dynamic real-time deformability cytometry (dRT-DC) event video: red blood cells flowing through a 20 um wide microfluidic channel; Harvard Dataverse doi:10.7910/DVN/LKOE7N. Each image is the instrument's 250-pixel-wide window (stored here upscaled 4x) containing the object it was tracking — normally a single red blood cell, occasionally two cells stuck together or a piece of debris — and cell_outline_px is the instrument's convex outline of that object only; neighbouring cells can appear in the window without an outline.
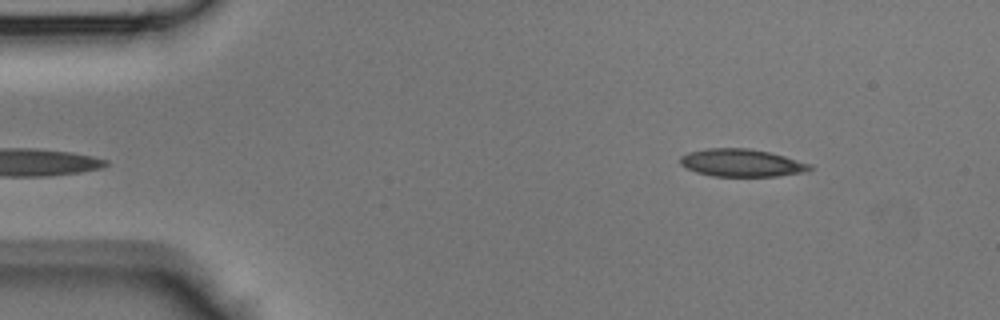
{"species": "Egyptian fruit bat (a non-hibernating species)", "species_latin": "Rousettus aegyptiacus", "temperature_condition": "room temperature", "stored_images_in_passage": 40, "camera_frame_rate_fps": 3000, "um_per_image_px": 0.085, "animal": {"sex": "male"}, "frame": {"image": 1, "passage_image": 1, "time_ms": 0.0, "image_size_px": [1000, 320], "cell_outline_px": [[812, 168], [804, 172], [776, 176], [712, 176], [696, 172], [680, 164], [680, 156], [688, 152], [704, 148], [748, 148], [772, 152], [812, 164]], "centroid_in_image_um": [63.03, 13.83], "position_along_channel_um": 22.0, "area_um2": 20.98}}
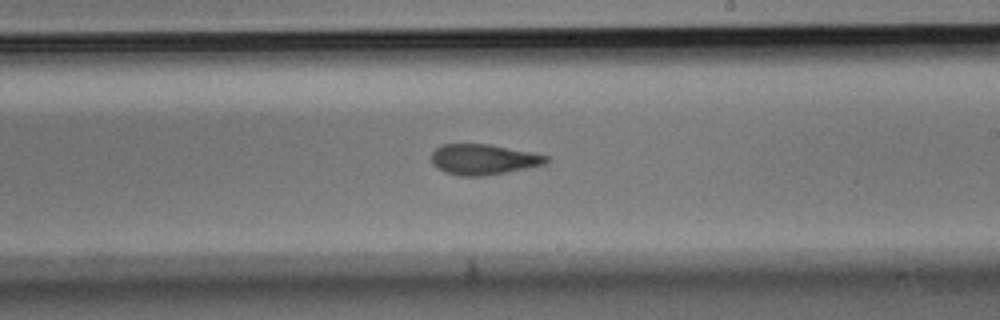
{"frame": {"image": 2, "passage_image": 21, "time_ms": 6.667, "image_size_px": [1000, 320], "cell_outline_px": [[552, 160], [544, 164], [508, 172], [484, 176], [460, 176], [444, 172], [436, 168], [432, 164], [432, 152], [436, 148], [444, 144], [488, 144], [532, 152], [552, 156]], "centroid_in_image_um": [41.12, 13.55], "position_along_channel_um": 247.9, "area_um2": 20.63}}
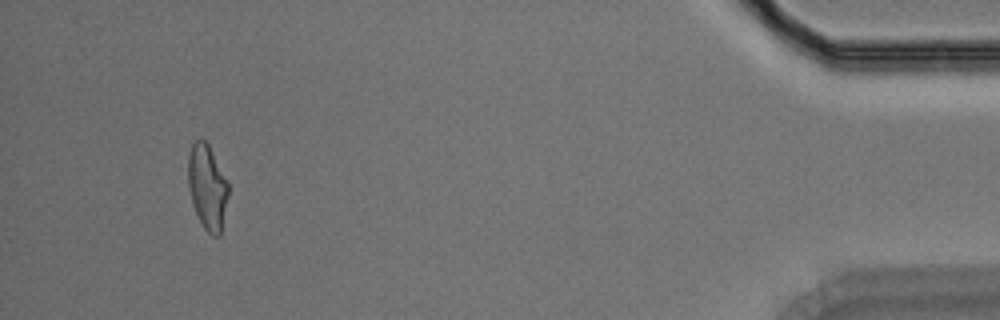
{"frame": {"image": 3, "passage_image": 37, "time_ms": 12.0, "image_size_px": [1000, 320], "cell_outline_px": [[228, 196], [220, 236], [212, 236], [204, 228], [192, 204], [188, 184], [188, 152], [192, 144], [200, 136], [208, 144], [228, 180]], "centroid_in_image_um": [17.62, 15.87], "position_along_channel_um": 417.6, "area_um2": 20.0}}